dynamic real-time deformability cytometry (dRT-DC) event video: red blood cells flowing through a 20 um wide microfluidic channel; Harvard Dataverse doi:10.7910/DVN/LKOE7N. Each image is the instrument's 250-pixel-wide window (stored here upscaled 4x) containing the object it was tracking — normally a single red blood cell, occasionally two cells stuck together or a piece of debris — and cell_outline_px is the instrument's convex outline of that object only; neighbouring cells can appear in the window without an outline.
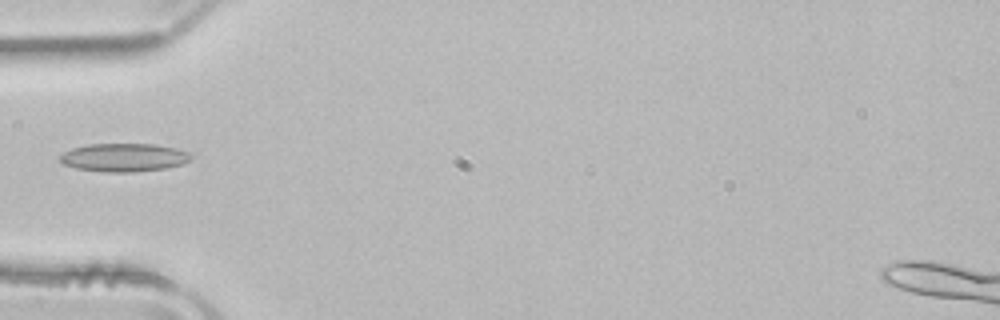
{"species": "common noctule bat (a hibernating species)", "species_latin": "Nyctalus noctula", "temperature_condition": "room temperature", "stored_images_in_passage": 29, "camera_frame_rate_fps": 3000, "um_per_image_px": 0.085, "animal": {"sex": "male", "body_mass_g": 21.5, "forearm_length_mm": 52.0}, "frame": {"image": 1, "passage_image": 1, "time_ms": 0.0, "image_size_px": [1000, 320], "cell_outline_px": [[192, 160], [184, 164], [168, 168], [132, 172], [104, 172], [76, 168], [64, 164], [60, 160], [60, 156], [64, 152], [72, 148], [88, 144], [156, 144], [176, 148], [188, 152], [192, 156]], "centroid_in_image_um": [10.58, 13.39], "position_along_channel_um": 74.4, "area_um2": 21.73}}
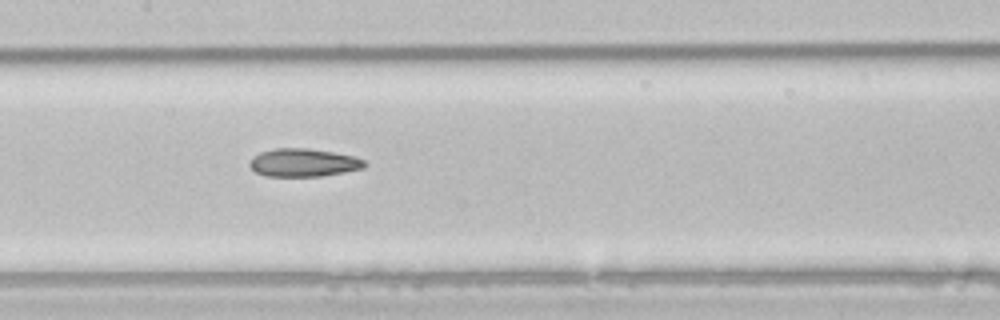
{"frame": {"image": 2, "passage_image": 9, "time_ms": 2.667, "image_size_px": [1000, 320], "cell_outline_px": [[368, 164], [364, 168], [344, 172], [320, 176], [264, 176], [256, 172], [248, 164], [252, 156], [260, 152], [276, 148], [308, 148], [356, 156], [364, 160]], "centroid_in_image_um": [25.8, 13.82], "position_along_channel_um": 181.6, "area_um2": 18.9}}
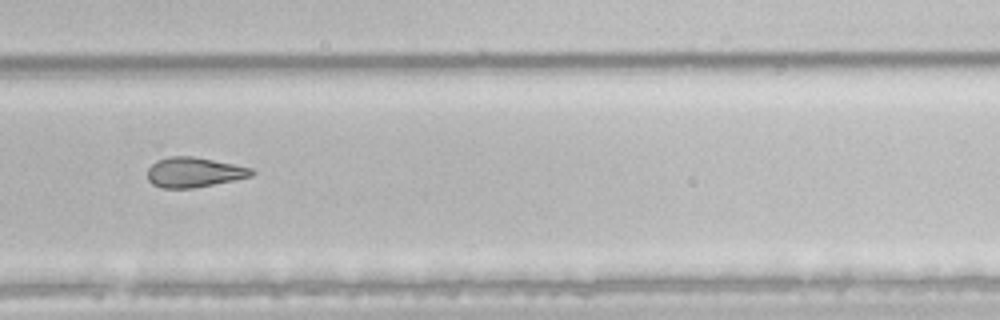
{"frame": {"image": 3, "passage_image": 19, "time_ms": 6.0, "image_size_px": [1000, 320], "cell_outline_px": [[256, 172], [252, 176], [236, 180], [192, 188], [164, 188], [152, 184], [148, 180], [148, 168], [156, 160], [168, 156], [192, 156], [252, 168]], "centroid_in_image_um": [16.49, 14.64], "position_along_channel_um": 313.3, "area_um2": 18.15}}